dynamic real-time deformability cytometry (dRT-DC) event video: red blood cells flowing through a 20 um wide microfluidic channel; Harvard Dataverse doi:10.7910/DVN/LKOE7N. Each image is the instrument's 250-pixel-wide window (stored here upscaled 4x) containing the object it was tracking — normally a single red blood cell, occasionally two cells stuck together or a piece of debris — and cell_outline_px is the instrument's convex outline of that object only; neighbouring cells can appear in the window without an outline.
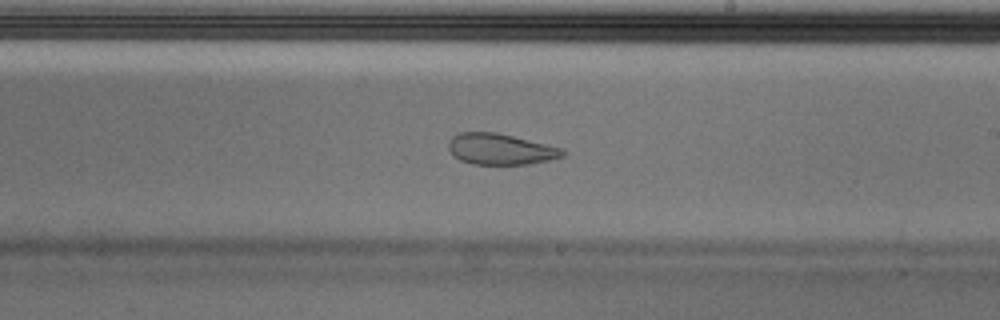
{"species": "Egyptian fruit bat (a non-hibernating species)", "species_latin": "Rousettus aegyptiacus", "temperature_condition": "cold", "stored_images_in_passage": 52, "camera_frame_rate_fps": 3000, "um_per_image_px": 0.085, "animal": {"sex": "male"}, "frame": {"image": 1, "passage_image": 30, "time_ms": 9.667, "image_size_px": [1000, 320], "cell_outline_px": [[564, 156], [548, 160], [528, 164], [472, 164], [460, 160], [448, 148], [448, 144], [452, 136], [460, 132], [496, 132], [564, 148]], "centroid_in_image_um": [42.55, 12.67], "position_along_channel_um": 246.5, "area_um2": 20.52}, "authors_computed_cell_mechanics": {"area_um2": 24.7384, "velocity_mm_per_s": 3.6988, "shape_relaxation_time_tau1_ms": null, "shape_relaxation_time_tau2_ms": 1.289, "deformation_change_tau1": null, "deformation_change_tau2": 0.073}}